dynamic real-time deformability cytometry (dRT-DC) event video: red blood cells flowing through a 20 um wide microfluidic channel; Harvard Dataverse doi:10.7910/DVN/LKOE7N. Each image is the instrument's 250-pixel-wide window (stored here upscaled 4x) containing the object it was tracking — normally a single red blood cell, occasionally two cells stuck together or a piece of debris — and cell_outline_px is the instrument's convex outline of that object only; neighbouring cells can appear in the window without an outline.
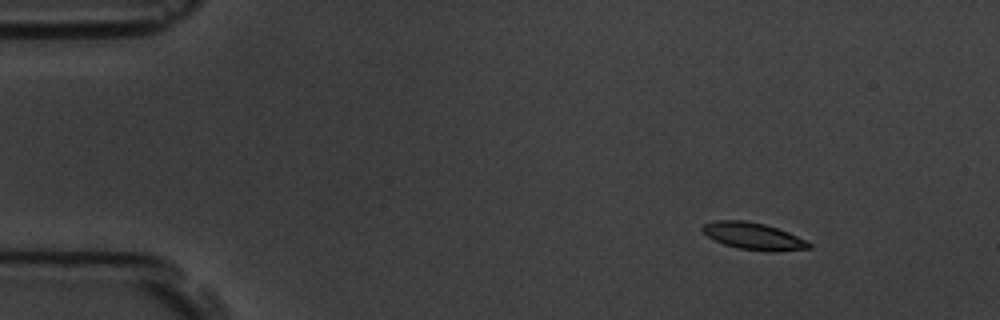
{"species": "common noctule bat (a hibernating species)", "species_latin": "Nyctalus noctula", "temperature_condition": "room temperature", "stored_images_in_passage": 11, "camera_frame_rate_fps": 3000, "um_per_image_px": 0.085, "animal": {"sex": "male", "body_mass_g": 19.5, "forearm_length_mm": 54.6}, "frame": {"image": 1, "passage_image": 2, "time_ms": 2.0, "image_size_px": [1000, 320], "cell_outline_px": [[812, 248], [776, 252], [768, 252], [736, 248], [724, 244], [708, 236], [700, 228], [704, 224], [716, 220], [744, 220], [764, 224], [788, 232], [808, 240], [812, 244]], "centroid_in_image_um": [64.09, 20.09], "position_along_channel_um": 20.9, "area_um2": 16.88}}
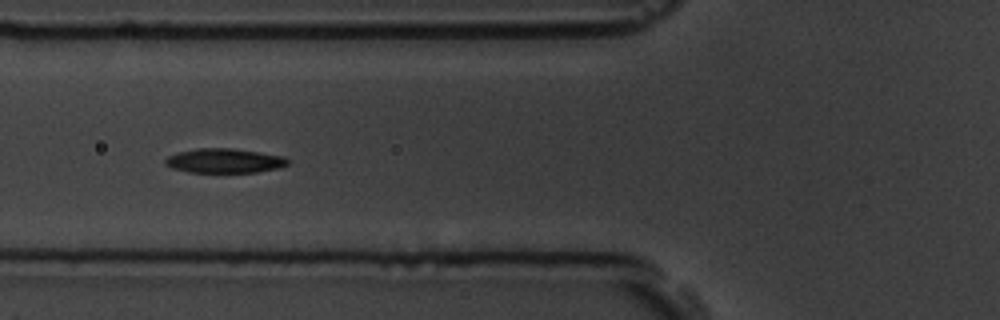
{"frame": {"image": 2, "passage_image": 6, "time_ms": 6.667, "image_size_px": [1000, 320], "cell_outline_px": [[288, 164], [280, 168], [256, 172], [188, 172], [172, 168], [164, 164], [164, 160], [168, 156], [176, 152], [196, 148], [232, 148], [284, 156], [288, 160]], "centroid_in_image_um": [19.04, 13.66], "position_along_channel_um": 106.8, "area_um2": 17.51}}
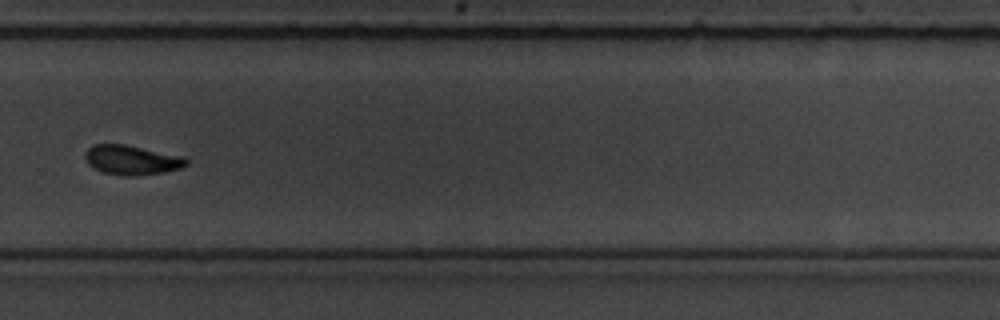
{"frame": {"image": 3, "passage_image": 11, "time_ms": 12.333, "image_size_px": [1000, 320], "cell_outline_px": [[188, 164], [180, 168], [164, 172], [136, 176], [124, 176], [104, 172], [88, 164], [84, 156], [84, 152], [92, 144], [124, 144], [184, 156], [188, 160]], "centroid_in_image_um": [11.2, 13.59], "position_along_channel_um": 318.6, "area_um2": 17.46}}